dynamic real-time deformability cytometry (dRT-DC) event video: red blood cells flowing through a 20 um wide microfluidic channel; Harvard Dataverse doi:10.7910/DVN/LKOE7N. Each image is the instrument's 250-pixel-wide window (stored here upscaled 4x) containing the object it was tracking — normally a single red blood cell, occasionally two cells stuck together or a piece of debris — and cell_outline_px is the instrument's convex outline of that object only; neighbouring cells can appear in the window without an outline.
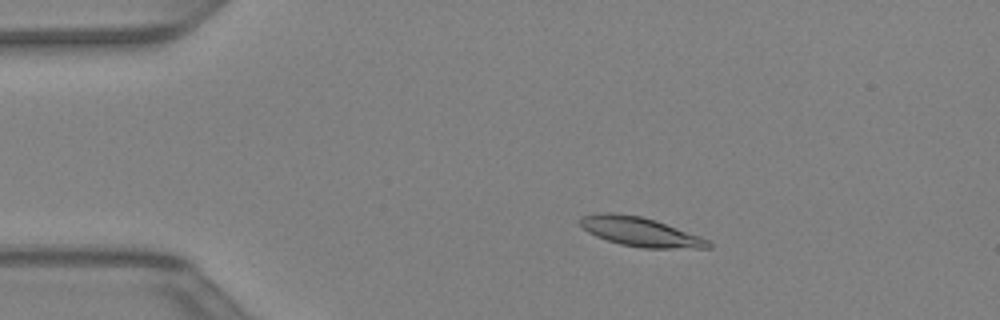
{"species": "Egyptian fruit bat (a non-hibernating species)", "species_latin": "Rousettus aegyptiacus", "temperature_condition": "warm", "stored_images_in_passage": 37, "camera_frame_rate_fps": 3000, "um_per_image_px": 0.085, "animal": {"sex": "female"}, "frame": {"image": 1, "passage_image": 2, "time_ms": 0.333, "image_size_px": [1000, 320], "cell_outline_px": [[712, 248], [644, 248], [620, 244], [596, 236], [588, 232], [580, 224], [580, 216], [600, 212], [612, 212], [640, 216], [656, 220], [700, 236], [708, 240], [712, 244]], "centroid_in_image_um": [54.42, 19.69], "position_along_channel_um": 30.6, "area_um2": 21.79}}
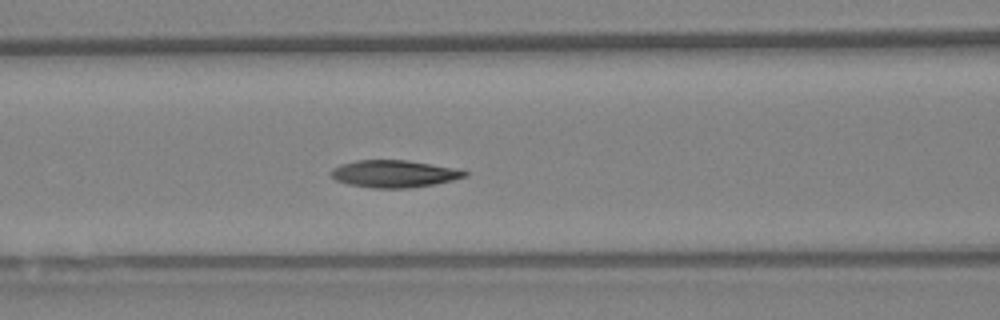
{"frame": {"image": 2, "passage_image": 12, "time_ms": 3.667, "image_size_px": [1000, 320], "cell_outline_px": [[468, 176], [436, 184], [412, 188], [372, 188], [348, 184], [336, 180], [328, 172], [332, 168], [340, 164], [356, 160], [408, 160], [460, 168], [468, 172]], "centroid_in_image_um": [33.53, 14.77], "position_along_channel_um": 133.1, "area_um2": 21.62}}
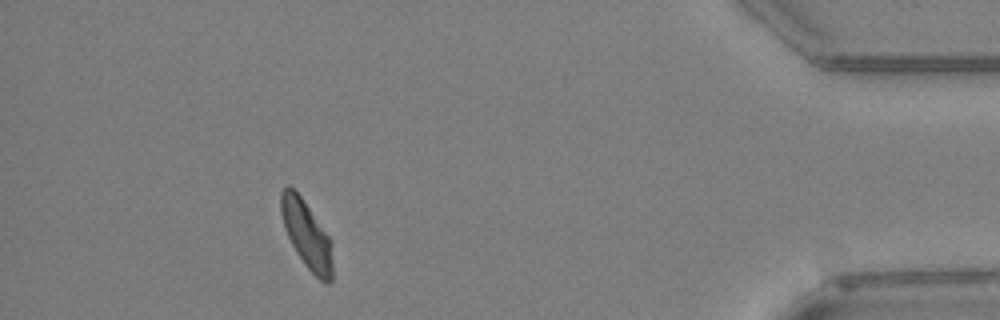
{"frame": {"image": 3, "passage_image": 33, "time_ms": 10.667, "image_size_px": [1000, 320], "cell_outline_px": [[332, 280], [328, 284], [324, 284], [304, 264], [296, 252], [284, 228], [280, 212], [280, 192], [288, 184], [300, 196], [332, 240]], "centroid_in_image_um": [26.07, 19.96], "position_along_channel_um": 409.1, "area_um2": 20.29}}